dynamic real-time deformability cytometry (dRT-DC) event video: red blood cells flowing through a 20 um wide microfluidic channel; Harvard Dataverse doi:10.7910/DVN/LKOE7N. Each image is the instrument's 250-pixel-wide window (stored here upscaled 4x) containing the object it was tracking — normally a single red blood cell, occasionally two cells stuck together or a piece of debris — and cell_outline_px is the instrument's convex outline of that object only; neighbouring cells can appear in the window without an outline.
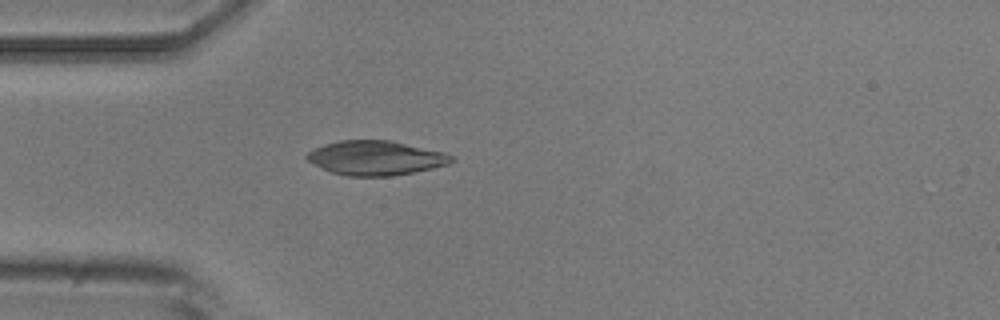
{"species": "common noctule bat (a hibernating species)", "species_latin": "Nyctalus noctula", "temperature_condition": "room temperature", "stored_images_in_passage": 4, "camera_frame_rate_fps": 3000, "um_per_image_px": 0.085, "animal": {"sex": "male", "body_mass_g": 20.5, "forearm_length_mm": 52.5}, "frame": {"image": 1, "passage_image": 4, "time_ms": 3.667, "image_size_px": [1000, 320], "cell_outline_px": [[456, 160], [448, 164], [432, 168], [392, 176], [348, 176], [332, 172], [308, 160], [304, 156], [308, 152], [316, 148], [340, 140], [388, 140], [444, 152], [456, 156]], "centroid_in_image_um": [31.99, 13.42], "position_along_channel_um": 53.0, "area_um2": 28.61}}